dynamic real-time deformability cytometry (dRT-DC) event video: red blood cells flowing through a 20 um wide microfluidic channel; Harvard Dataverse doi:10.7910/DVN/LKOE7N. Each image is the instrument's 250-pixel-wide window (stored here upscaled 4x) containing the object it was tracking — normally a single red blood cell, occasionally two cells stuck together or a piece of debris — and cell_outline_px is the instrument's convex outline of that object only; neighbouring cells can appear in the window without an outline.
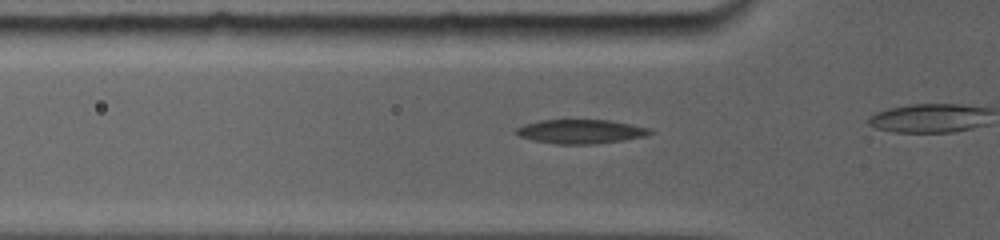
{"species": "common noctule bat (a hibernating species)", "species_latin": "Nyctalus noctula", "temperature_condition": "room temperature", "stored_images_in_passage": 24, "camera_frame_rate_fps": 5000, "um_per_image_px": 0.085, "animal": {"sex": "female", "body_mass_g": 19.0, "forearm_length_mm": 56.7}, "frame": {"image": 1, "passage_image": 3, "time_ms": 1.4, "image_size_px": [1000, 240], "cell_outline_px": [[652, 132], [640, 136], [620, 140], [588, 144], [560, 144], [536, 140], [520, 136], [516, 132], [516, 128], [540, 120], [608, 120], [648, 128]], "centroid_in_image_um": [49.31, 11.17], "position_along_channel_um": 76.5, "area_um2": 17.92}}
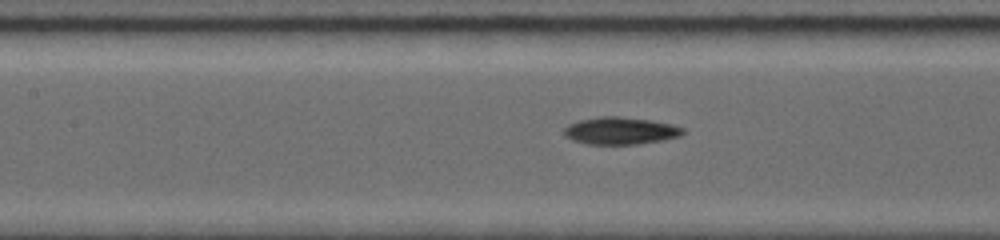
{"frame": {"image": 2, "passage_image": 10, "time_ms": 3.4, "image_size_px": [1000, 240], "cell_outline_px": [[684, 132], [680, 136], [660, 140], [632, 144], [592, 144], [576, 140], [568, 136], [564, 132], [564, 128], [568, 124], [580, 120], [600, 116], [616, 116], [648, 120], [668, 124], [684, 128]], "centroid_in_image_um": [52.73, 11.1], "position_along_channel_um": 154.7, "area_um2": 18.26}}
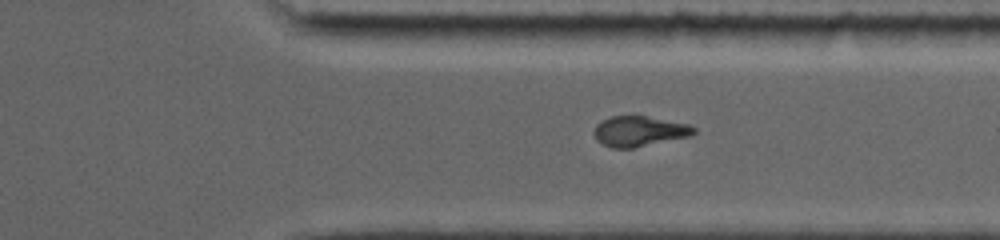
{"frame": {"image": 3, "passage_image": 22, "time_ms": 8.6, "image_size_px": [1000, 240], "cell_outline_px": [[696, 132], [692, 136], [632, 148], [612, 148], [600, 144], [596, 140], [592, 132], [596, 124], [612, 116], [644, 116], [688, 124], [696, 128]], "centroid_in_image_um": [54.31, 11.17], "position_along_channel_um": 357.1, "area_um2": 17.69}}